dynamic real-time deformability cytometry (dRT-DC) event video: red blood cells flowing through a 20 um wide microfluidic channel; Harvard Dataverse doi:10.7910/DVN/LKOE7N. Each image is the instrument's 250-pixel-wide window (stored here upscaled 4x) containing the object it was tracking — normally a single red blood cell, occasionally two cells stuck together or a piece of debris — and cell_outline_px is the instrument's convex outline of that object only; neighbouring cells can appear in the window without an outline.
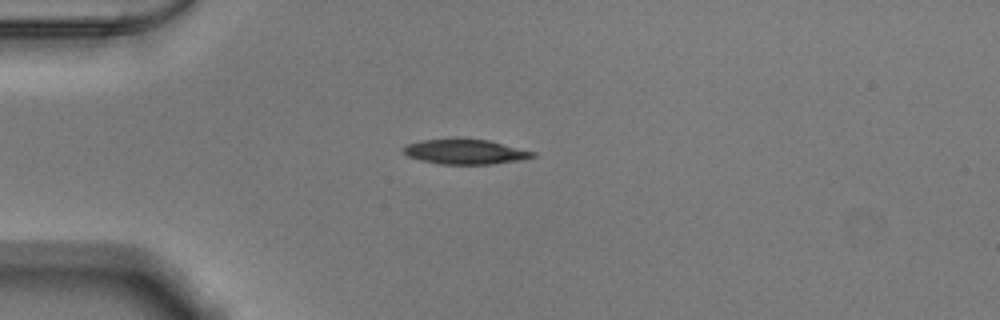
{"species": "Egyptian fruit bat (a non-hibernating species)", "species_latin": "Rousettus aegyptiacus", "temperature_condition": "warm", "stored_images_in_passage": 51, "camera_frame_rate_fps": 3000, "um_per_image_px": 0.085, "animal": {"sex": "male"}, "frame": {"image": 1, "passage_image": 13, "time_ms": 4.0, "image_size_px": [1000, 320], "cell_outline_px": [[536, 156], [524, 160], [492, 164], [440, 164], [420, 160], [408, 156], [400, 148], [404, 144], [420, 140], [448, 136], [464, 136], [488, 140], [536, 152]], "centroid_in_image_um": [39.49, 12.85], "position_along_channel_um": 45.5, "area_um2": 19.83}}
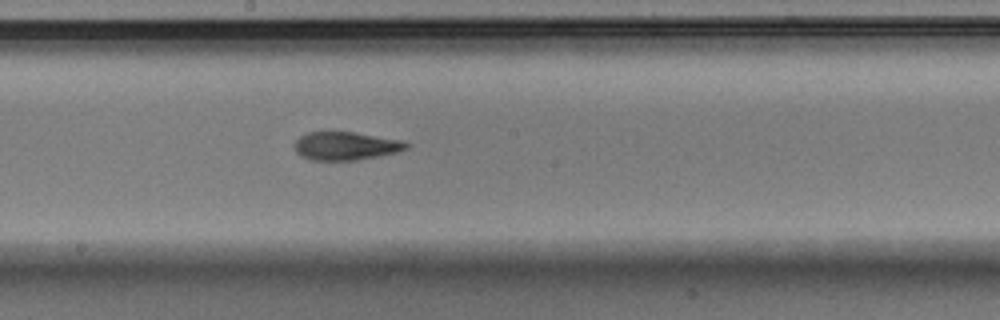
{"frame": {"image": 2, "passage_image": 28, "time_ms": 9.0, "image_size_px": [1000, 320], "cell_outline_px": [[412, 144], [408, 148], [396, 152], [356, 160], [312, 160], [300, 156], [296, 152], [296, 140], [300, 136], [308, 132], [328, 128], [404, 140]], "centroid_in_image_um": [29.38, 12.35], "position_along_channel_um": 218.8, "area_um2": 19.02}}
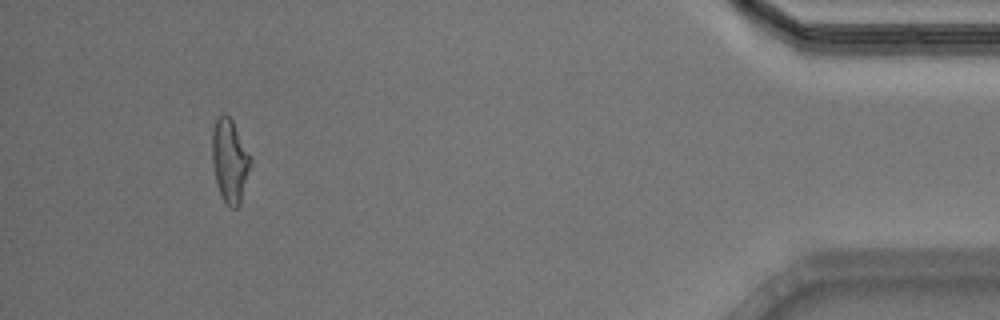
{"frame": {"image": 3, "passage_image": 48, "time_ms": 15.667, "image_size_px": [1000, 320], "cell_outline_px": [[252, 164], [240, 204], [236, 208], [232, 208], [224, 200], [220, 192], [216, 180], [212, 160], [212, 132], [216, 120], [224, 112], [232, 120], [252, 160]], "centroid_in_image_um": [19.54, 13.66], "position_along_channel_um": 415.7, "area_um2": 18.38}, "authors_computed_cell_mechanics": {"area_um2": 18.5538, "velocity_mm_per_s": 3.8848, "shape_relaxation_time_tau1_ms": 5.4918, "shape_relaxation_time_tau2_ms": 1.4771, "deformation_change_tau1": 0.2234, "deformation_change_tau2": 0.0884}}